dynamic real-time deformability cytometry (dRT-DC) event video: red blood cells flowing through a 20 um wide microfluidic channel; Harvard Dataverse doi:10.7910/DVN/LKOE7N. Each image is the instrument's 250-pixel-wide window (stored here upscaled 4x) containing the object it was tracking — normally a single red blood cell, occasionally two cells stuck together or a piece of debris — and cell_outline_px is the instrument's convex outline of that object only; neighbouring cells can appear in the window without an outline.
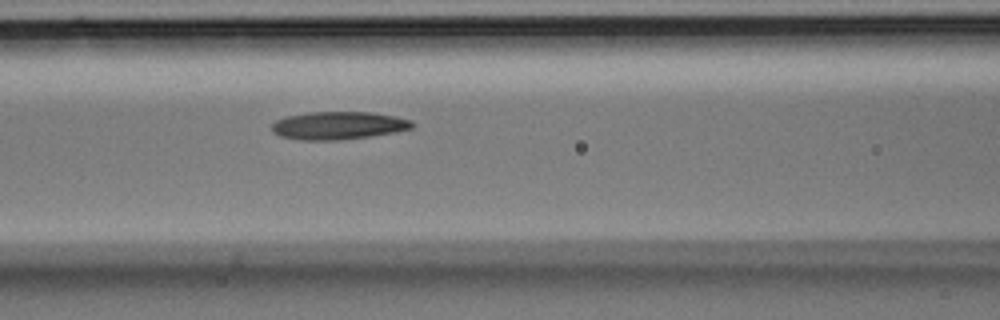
{"species": "Egyptian fruit bat (a non-hibernating species)", "species_latin": "Rousettus aegyptiacus", "temperature_condition": "room temperature", "stored_images_in_passage": 8, "camera_frame_rate_fps": 3000, "um_per_image_px": 0.085, "animal": {"sex": "male"}, "frame": {"image": 1, "passage_image": 6, "time_ms": 1.667, "image_size_px": [1000, 320], "cell_outline_px": [[416, 124], [412, 128], [396, 132], [340, 140], [300, 140], [280, 136], [272, 132], [272, 124], [276, 120], [288, 116], [312, 112], [368, 112], [396, 116], [412, 120]], "centroid_in_image_um": [28.78, 10.67], "position_along_channel_um": 137.8, "area_um2": 22.77}}
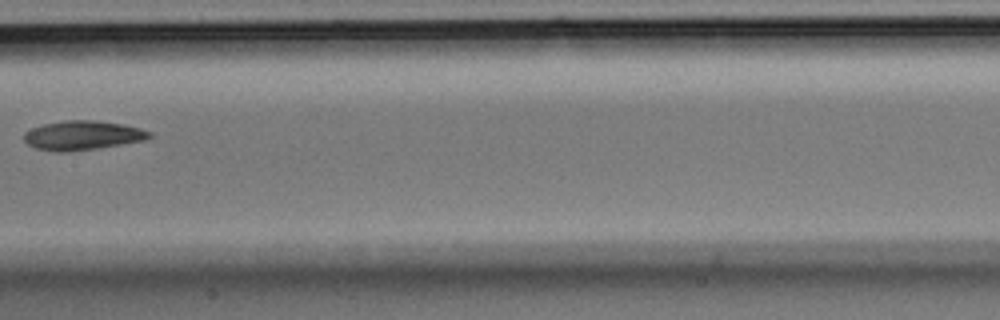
{"frame": {"image": 2, "passage_image": 8, "time_ms": 2.333, "image_size_px": [1000, 320], "cell_outline_px": [[152, 136], [148, 140], [96, 148], [64, 152], [56, 152], [36, 148], [28, 144], [24, 140], [24, 132], [32, 128], [44, 124], [64, 120], [96, 120], [124, 124], [140, 128], [152, 132]], "centroid_in_image_um": [7.05, 11.5], "position_along_channel_um": 200.4, "area_um2": 21.44}}